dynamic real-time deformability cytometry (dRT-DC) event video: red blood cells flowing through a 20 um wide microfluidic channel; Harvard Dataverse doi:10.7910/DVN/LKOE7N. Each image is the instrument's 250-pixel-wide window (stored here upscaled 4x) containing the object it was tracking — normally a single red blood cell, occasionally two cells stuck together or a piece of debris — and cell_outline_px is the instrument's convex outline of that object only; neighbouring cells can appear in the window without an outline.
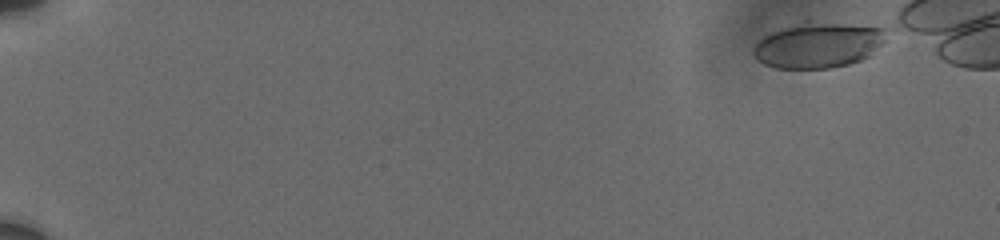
{"species": "human", "species_latin": "Homo sapiens", "temperature_condition": "cold", "stored_images_in_passage": 6, "camera_frame_rate_fps": 3000, "um_per_image_px": 0.085, "donor": {"sex": "male"}, "frame": {"image": 1, "passage_image": 1, "time_ms": 0.0, "image_size_px": [1000, 240], "cell_outline_px": [[884, 40], [868, 56], [860, 60], [848, 64], [828, 68], [776, 68], [764, 64], [756, 60], [752, 56], [752, 48], [764, 36], [772, 32], [804, 20], [808, 20], [884, 28]], "centroid_in_image_um": [69.47, 3.83], "position_along_channel_um": 15.5, "area_um2": 34.97}}